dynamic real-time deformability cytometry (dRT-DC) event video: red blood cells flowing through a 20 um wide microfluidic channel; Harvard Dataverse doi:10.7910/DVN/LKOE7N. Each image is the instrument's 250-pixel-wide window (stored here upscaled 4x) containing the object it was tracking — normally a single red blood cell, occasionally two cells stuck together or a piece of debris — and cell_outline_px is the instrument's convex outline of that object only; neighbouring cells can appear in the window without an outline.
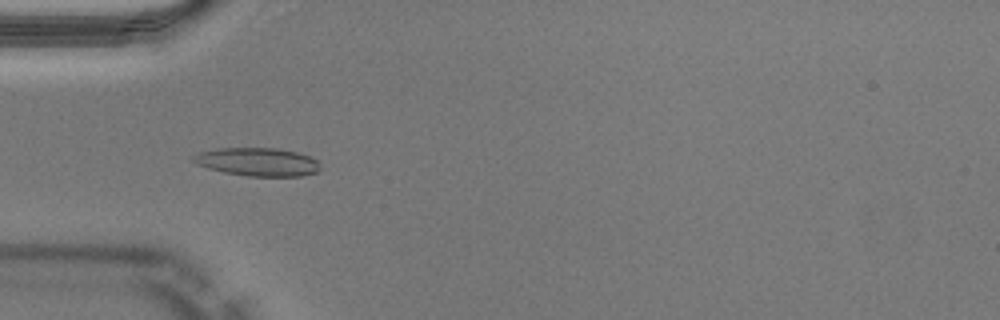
{"species": "Egyptian fruit bat (a non-hibernating species)", "species_latin": "Rousettus aegyptiacus", "temperature_condition": "warm", "stored_images_in_passage": 46, "camera_frame_rate_fps": 3000, "um_per_image_px": 0.085, "animal": {"sex": "male"}, "frame": {"image": 1, "passage_image": 12, "time_ms": 3.667, "image_size_px": [1000, 320], "cell_outline_px": [[320, 168], [316, 172], [300, 176], [248, 176], [224, 172], [208, 168], [196, 164], [192, 160], [192, 156], [196, 152], [216, 148], [276, 148], [296, 152], [308, 156], [316, 160], [320, 164]], "centroid_in_image_um": [21.84, 13.75], "position_along_channel_um": 63.2, "area_um2": 20.92}}
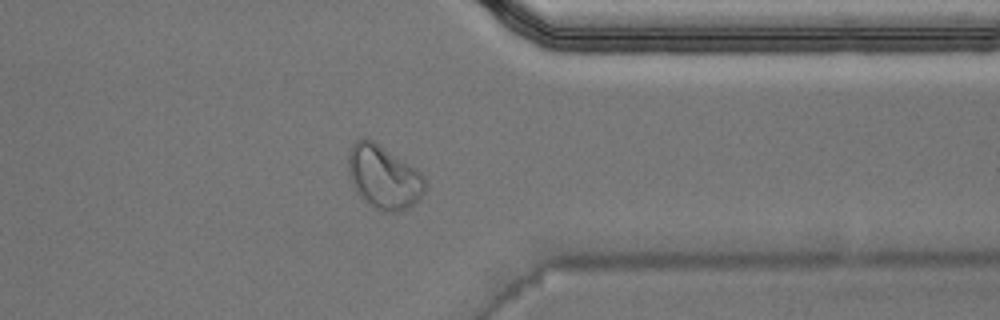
{"frame": {"image": 2, "passage_image": 36, "time_ms": 11.667, "image_size_px": [1000, 320], "cell_outline_px": [[424, 192], [408, 208], [396, 212], [388, 212], [376, 208], [368, 204], [356, 192], [352, 184], [348, 172], [348, 152], [352, 144], [360, 136], [364, 136], [372, 140], [416, 168], [424, 176]], "centroid_in_image_um": [32.57, 15.02], "position_along_channel_um": 378.8, "area_um2": 28.26}}
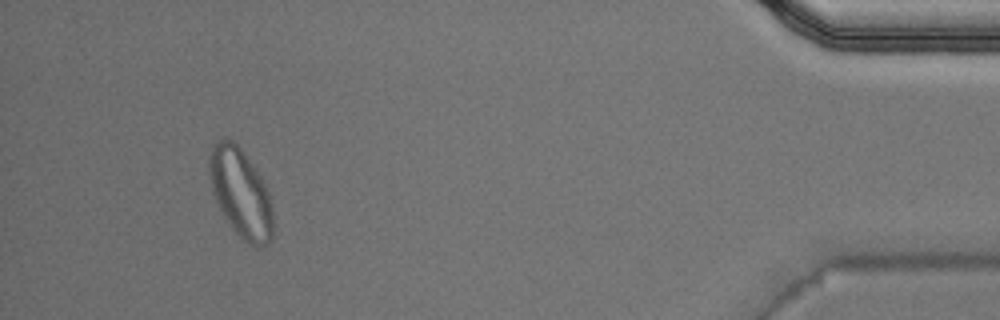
{"frame": {"image": 3, "passage_image": 43, "time_ms": 14.0, "image_size_px": [1000, 320], "cell_outline_px": [[272, 236], [268, 244], [256, 248], [248, 244], [232, 228], [224, 216], [212, 192], [208, 176], [208, 156], [212, 144], [216, 140], [232, 140], [244, 152], [260, 176], [268, 192], [272, 208]], "centroid_in_image_um": [20.43, 16.4], "position_along_channel_um": 414.8, "area_um2": 32.95}, "authors_computed_cell_mechanics": {"area_um2": 19.7387, "velocity_mm_per_s": 4.0286, "shape_relaxation_time_tau1_ms": 11.121, "shape_relaxation_time_tau2_ms": 3.3932, "deformation_change_tau1": 0.2821, "deformation_change_tau2": 0.0864}}